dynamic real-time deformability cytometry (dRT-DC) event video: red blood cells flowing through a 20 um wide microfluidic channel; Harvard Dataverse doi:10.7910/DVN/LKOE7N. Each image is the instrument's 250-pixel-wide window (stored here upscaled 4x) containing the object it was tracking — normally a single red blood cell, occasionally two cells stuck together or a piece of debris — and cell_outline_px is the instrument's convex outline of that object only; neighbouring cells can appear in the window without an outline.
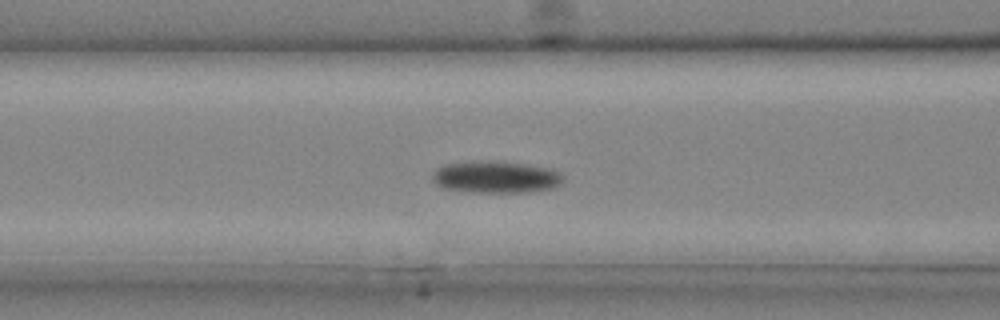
{"species": "common noctule bat (a hibernating species)", "species_latin": "Nyctalus noctula", "temperature_condition": "cold", "stored_images_in_passage": 21, "camera_frame_rate_fps": 3000, "um_per_image_px": 0.085, "animal": {"sex": "male", "body_mass_g": 20.4}, "frame": {"image": 1, "passage_image": 4, "time_ms": 1.0, "image_size_px": [1000, 320], "cell_outline_px": [[564, 180], [560, 184], [552, 188], [532, 192], [472, 192], [444, 188], [436, 184], [432, 180], [432, 172], [436, 168], [444, 164], [472, 160], [500, 160], [552, 168], [560, 172], [564, 176]], "centroid_in_image_um": [42.15, 15.02], "position_along_channel_um": 124.5, "area_um2": 25.03}}
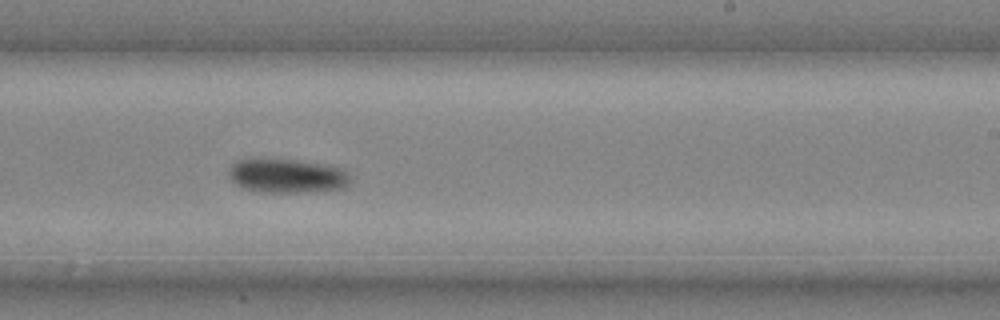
{"frame": {"image": 2, "passage_image": 11, "time_ms": 3.333, "image_size_px": [1000, 320], "cell_outline_px": [[352, 184], [344, 188], [312, 192], [260, 192], [244, 188], [236, 184], [228, 176], [228, 168], [236, 160], [248, 156], [264, 156], [332, 164], [344, 168]], "centroid_in_image_um": [24.37, 14.89], "position_along_channel_um": 264.6, "area_um2": 25.55}}
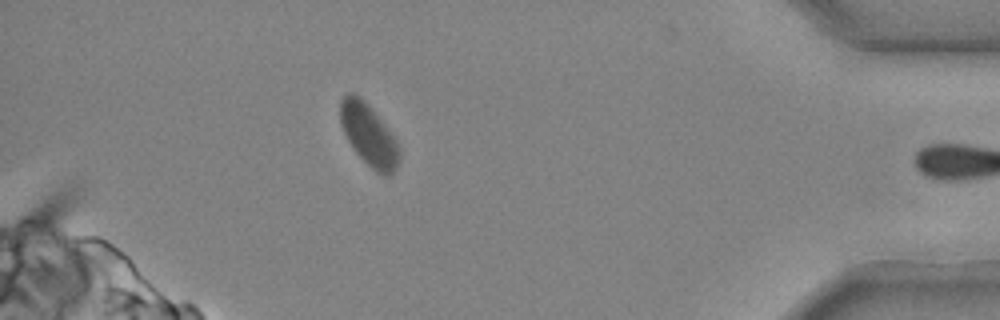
{"frame": {"image": 3, "passage_image": 20, "time_ms": 6.333, "image_size_px": [1000, 320], "cell_outline_px": [[400, 160], [396, 168], [388, 176], [384, 176], [376, 172], [352, 148], [340, 124], [340, 100], [348, 92], [352, 92], [360, 96], [368, 104], [396, 140], [400, 148]], "centroid_in_image_um": [31.34, 11.46], "position_along_channel_um": 403.9, "area_um2": 21.1}}